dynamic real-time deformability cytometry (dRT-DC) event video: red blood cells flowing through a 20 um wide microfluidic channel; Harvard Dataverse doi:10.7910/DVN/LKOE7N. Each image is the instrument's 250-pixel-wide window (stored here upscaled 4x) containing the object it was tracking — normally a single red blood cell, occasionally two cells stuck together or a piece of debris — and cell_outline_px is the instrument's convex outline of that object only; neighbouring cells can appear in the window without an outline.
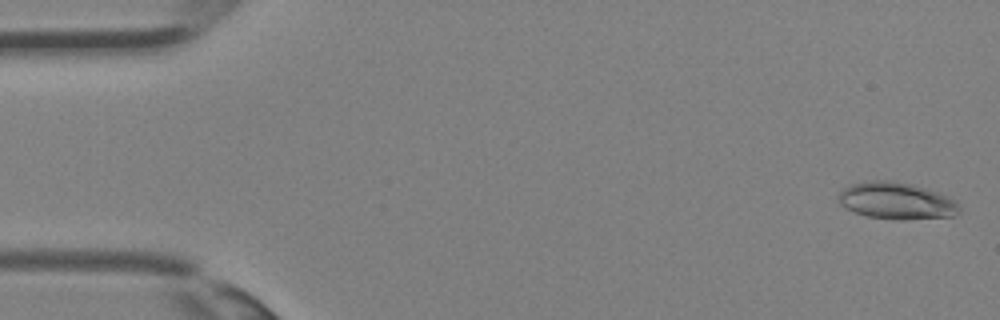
{"species": "Egyptian fruit bat (a non-hibernating species)", "species_latin": "Rousettus aegyptiacus", "temperature_condition": "room temperature", "stored_images_in_passage": 35, "camera_frame_rate_fps": 3000, "um_per_image_px": 0.085, "animal": {"sex": "female"}, "frame": {"image": 1, "passage_image": 1, "time_ms": 0.0, "image_size_px": [1000, 320], "cell_outline_px": [[960, 212], [952, 216], [904, 220], [900, 220], [868, 216], [856, 212], [840, 204], [840, 192], [848, 184], [872, 180], [892, 180], [912, 184], [928, 188], [940, 192], [956, 200], [960, 208]], "centroid_in_image_um": [76.25, 17.05], "position_along_channel_um": 8.7, "area_um2": 26.07}}
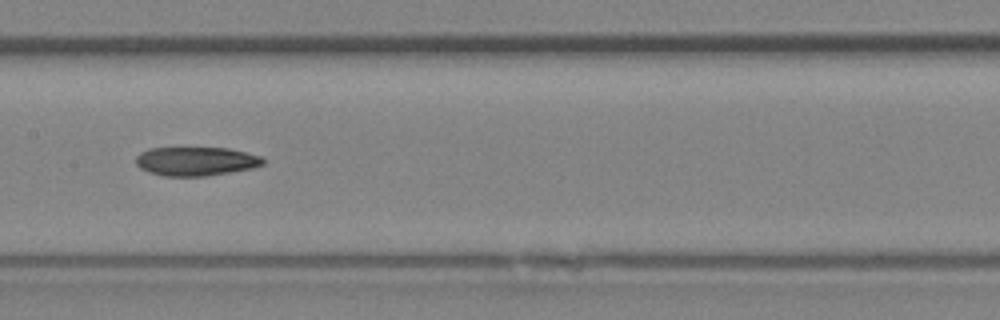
{"frame": {"image": 2, "passage_image": 18, "time_ms": 5.667, "image_size_px": [1000, 320], "cell_outline_px": [[264, 164], [252, 168], [204, 176], [164, 176], [148, 172], [140, 168], [136, 164], [136, 156], [140, 152], [148, 148], [228, 148], [264, 156]], "centroid_in_image_um": [16.65, 13.7], "position_along_channel_um": 190.8, "area_um2": 21.44}}
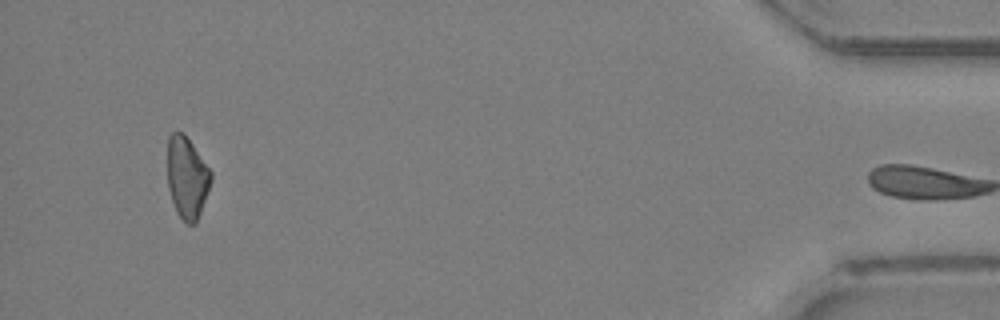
{"frame": {"image": 3, "passage_image": 34, "time_ms": 11.0, "image_size_px": [1000, 320], "cell_outline_px": [[212, 180], [200, 212], [196, 220], [192, 224], [188, 224], [176, 212], [168, 188], [168, 136], [172, 132], [184, 132], [212, 172]], "centroid_in_image_um": [15.89, 15.05], "position_along_channel_um": 419.3, "area_um2": 20.52}}